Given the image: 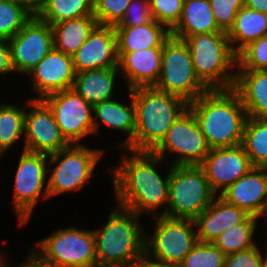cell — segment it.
<instances>
[{
    "label": "cell",
    "instance_id": "obj_1",
    "mask_svg": "<svg viewBox=\"0 0 267 267\" xmlns=\"http://www.w3.org/2000/svg\"><path fill=\"white\" fill-rule=\"evenodd\" d=\"M124 151L130 156L125 154L118 167L110 168L117 205L138 216L146 213L156 217L157 208L168 206L170 170L164 179L158 174L157 165L164 160L153 151Z\"/></svg>",
    "mask_w": 267,
    "mask_h": 267
},
{
    "label": "cell",
    "instance_id": "obj_2",
    "mask_svg": "<svg viewBox=\"0 0 267 267\" xmlns=\"http://www.w3.org/2000/svg\"><path fill=\"white\" fill-rule=\"evenodd\" d=\"M209 147L242 144L247 111L239 94L232 89H212L188 103Z\"/></svg>",
    "mask_w": 267,
    "mask_h": 267
},
{
    "label": "cell",
    "instance_id": "obj_3",
    "mask_svg": "<svg viewBox=\"0 0 267 267\" xmlns=\"http://www.w3.org/2000/svg\"><path fill=\"white\" fill-rule=\"evenodd\" d=\"M114 208L104 227L93 230L97 267H144L145 231L140 225L141 216L118 205Z\"/></svg>",
    "mask_w": 267,
    "mask_h": 267
},
{
    "label": "cell",
    "instance_id": "obj_4",
    "mask_svg": "<svg viewBox=\"0 0 267 267\" xmlns=\"http://www.w3.org/2000/svg\"><path fill=\"white\" fill-rule=\"evenodd\" d=\"M135 105V151H153L188 103L154 86L131 89Z\"/></svg>",
    "mask_w": 267,
    "mask_h": 267
},
{
    "label": "cell",
    "instance_id": "obj_5",
    "mask_svg": "<svg viewBox=\"0 0 267 267\" xmlns=\"http://www.w3.org/2000/svg\"><path fill=\"white\" fill-rule=\"evenodd\" d=\"M184 40L188 45L196 76L209 89H232L238 57L224 31L197 34Z\"/></svg>",
    "mask_w": 267,
    "mask_h": 267
},
{
    "label": "cell",
    "instance_id": "obj_6",
    "mask_svg": "<svg viewBox=\"0 0 267 267\" xmlns=\"http://www.w3.org/2000/svg\"><path fill=\"white\" fill-rule=\"evenodd\" d=\"M36 246L30 252L32 261L40 267H97L93 230L61 228L38 241Z\"/></svg>",
    "mask_w": 267,
    "mask_h": 267
},
{
    "label": "cell",
    "instance_id": "obj_7",
    "mask_svg": "<svg viewBox=\"0 0 267 267\" xmlns=\"http://www.w3.org/2000/svg\"><path fill=\"white\" fill-rule=\"evenodd\" d=\"M216 196L199 165H171L168 206L156 216L195 220Z\"/></svg>",
    "mask_w": 267,
    "mask_h": 267
},
{
    "label": "cell",
    "instance_id": "obj_8",
    "mask_svg": "<svg viewBox=\"0 0 267 267\" xmlns=\"http://www.w3.org/2000/svg\"><path fill=\"white\" fill-rule=\"evenodd\" d=\"M154 218L152 236L145 232L144 264L181 263L198 242L195 221L166 215Z\"/></svg>",
    "mask_w": 267,
    "mask_h": 267
},
{
    "label": "cell",
    "instance_id": "obj_9",
    "mask_svg": "<svg viewBox=\"0 0 267 267\" xmlns=\"http://www.w3.org/2000/svg\"><path fill=\"white\" fill-rule=\"evenodd\" d=\"M154 87L181 97L187 103L209 90L196 76L191 53L184 40L170 36L163 43L161 71Z\"/></svg>",
    "mask_w": 267,
    "mask_h": 267
},
{
    "label": "cell",
    "instance_id": "obj_10",
    "mask_svg": "<svg viewBox=\"0 0 267 267\" xmlns=\"http://www.w3.org/2000/svg\"><path fill=\"white\" fill-rule=\"evenodd\" d=\"M104 150L91 149L82 144H70L58 152L49 154L48 181L49 198L68 191H79L95 176V167ZM56 165V166H55Z\"/></svg>",
    "mask_w": 267,
    "mask_h": 267
},
{
    "label": "cell",
    "instance_id": "obj_11",
    "mask_svg": "<svg viewBox=\"0 0 267 267\" xmlns=\"http://www.w3.org/2000/svg\"><path fill=\"white\" fill-rule=\"evenodd\" d=\"M48 160V154L29 152L24 149L20 156L12 189L13 201H11L20 226L29 222L40 198L49 199L48 181H46L50 169L47 166Z\"/></svg>",
    "mask_w": 267,
    "mask_h": 267
},
{
    "label": "cell",
    "instance_id": "obj_12",
    "mask_svg": "<svg viewBox=\"0 0 267 267\" xmlns=\"http://www.w3.org/2000/svg\"><path fill=\"white\" fill-rule=\"evenodd\" d=\"M210 147L199 123L188 107L169 128L166 137L153 152L166 160L167 152L179 155L172 161V166L200 165Z\"/></svg>",
    "mask_w": 267,
    "mask_h": 267
},
{
    "label": "cell",
    "instance_id": "obj_13",
    "mask_svg": "<svg viewBox=\"0 0 267 267\" xmlns=\"http://www.w3.org/2000/svg\"><path fill=\"white\" fill-rule=\"evenodd\" d=\"M43 100L53 111L62 135L70 144H80L87 135H94L93 106L73 88L52 93Z\"/></svg>",
    "mask_w": 267,
    "mask_h": 267
},
{
    "label": "cell",
    "instance_id": "obj_14",
    "mask_svg": "<svg viewBox=\"0 0 267 267\" xmlns=\"http://www.w3.org/2000/svg\"><path fill=\"white\" fill-rule=\"evenodd\" d=\"M8 42L15 73L26 76L54 48L51 25L35 14Z\"/></svg>",
    "mask_w": 267,
    "mask_h": 267
},
{
    "label": "cell",
    "instance_id": "obj_15",
    "mask_svg": "<svg viewBox=\"0 0 267 267\" xmlns=\"http://www.w3.org/2000/svg\"><path fill=\"white\" fill-rule=\"evenodd\" d=\"M30 110L25 113L24 150L52 154L70 143L62 135L53 111L43 99H28Z\"/></svg>",
    "mask_w": 267,
    "mask_h": 267
},
{
    "label": "cell",
    "instance_id": "obj_16",
    "mask_svg": "<svg viewBox=\"0 0 267 267\" xmlns=\"http://www.w3.org/2000/svg\"><path fill=\"white\" fill-rule=\"evenodd\" d=\"M199 166L216 195L219 191L220 195L253 167L242 144L210 149Z\"/></svg>",
    "mask_w": 267,
    "mask_h": 267
},
{
    "label": "cell",
    "instance_id": "obj_17",
    "mask_svg": "<svg viewBox=\"0 0 267 267\" xmlns=\"http://www.w3.org/2000/svg\"><path fill=\"white\" fill-rule=\"evenodd\" d=\"M27 75L39 95L31 99H44L52 93L71 89L76 77L73 57L53 48Z\"/></svg>",
    "mask_w": 267,
    "mask_h": 267
},
{
    "label": "cell",
    "instance_id": "obj_18",
    "mask_svg": "<svg viewBox=\"0 0 267 267\" xmlns=\"http://www.w3.org/2000/svg\"><path fill=\"white\" fill-rule=\"evenodd\" d=\"M72 57L76 73L118 67L119 57L114 26L97 24Z\"/></svg>",
    "mask_w": 267,
    "mask_h": 267
},
{
    "label": "cell",
    "instance_id": "obj_19",
    "mask_svg": "<svg viewBox=\"0 0 267 267\" xmlns=\"http://www.w3.org/2000/svg\"><path fill=\"white\" fill-rule=\"evenodd\" d=\"M219 196L258 217L267 201V167L253 166Z\"/></svg>",
    "mask_w": 267,
    "mask_h": 267
},
{
    "label": "cell",
    "instance_id": "obj_20",
    "mask_svg": "<svg viewBox=\"0 0 267 267\" xmlns=\"http://www.w3.org/2000/svg\"><path fill=\"white\" fill-rule=\"evenodd\" d=\"M162 52L163 48L118 52V67L127 81V90L155 86L161 71Z\"/></svg>",
    "mask_w": 267,
    "mask_h": 267
},
{
    "label": "cell",
    "instance_id": "obj_21",
    "mask_svg": "<svg viewBox=\"0 0 267 267\" xmlns=\"http://www.w3.org/2000/svg\"><path fill=\"white\" fill-rule=\"evenodd\" d=\"M130 93V103L125 105L118 100L109 99L93 106V128L94 134H98L101 123L109 128L122 132L127 138L119 144L124 149L134 150V133H135V105ZM95 115V116H94ZM99 119V120H97Z\"/></svg>",
    "mask_w": 267,
    "mask_h": 267
},
{
    "label": "cell",
    "instance_id": "obj_22",
    "mask_svg": "<svg viewBox=\"0 0 267 267\" xmlns=\"http://www.w3.org/2000/svg\"><path fill=\"white\" fill-rule=\"evenodd\" d=\"M233 89L248 117L267 118V70L237 69Z\"/></svg>",
    "mask_w": 267,
    "mask_h": 267
},
{
    "label": "cell",
    "instance_id": "obj_23",
    "mask_svg": "<svg viewBox=\"0 0 267 267\" xmlns=\"http://www.w3.org/2000/svg\"><path fill=\"white\" fill-rule=\"evenodd\" d=\"M117 52H134L149 48H163L170 31L155 20L133 27H114Z\"/></svg>",
    "mask_w": 267,
    "mask_h": 267
},
{
    "label": "cell",
    "instance_id": "obj_24",
    "mask_svg": "<svg viewBox=\"0 0 267 267\" xmlns=\"http://www.w3.org/2000/svg\"><path fill=\"white\" fill-rule=\"evenodd\" d=\"M209 0H184L178 24L170 31L175 38L220 32Z\"/></svg>",
    "mask_w": 267,
    "mask_h": 267
},
{
    "label": "cell",
    "instance_id": "obj_25",
    "mask_svg": "<svg viewBox=\"0 0 267 267\" xmlns=\"http://www.w3.org/2000/svg\"><path fill=\"white\" fill-rule=\"evenodd\" d=\"M119 67L77 72L73 89L90 105L112 99Z\"/></svg>",
    "mask_w": 267,
    "mask_h": 267
},
{
    "label": "cell",
    "instance_id": "obj_26",
    "mask_svg": "<svg viewBox=\"0 0 267 267\" xmlns=\"http://www.w3.org/2000/svg\"><path fill=\"white\" fill-rule=\"evenodd\" d=\"M267 35V14L244 6L237 13L227 36L238 55L251 42Z\"/></svg>",
    "mask_w": 267,
    "mask_h": 267
},
{
    "label": "cell",
    "instance_id": "obj_27",
    "mask_svg": "<svg viewBox=\"0 0 267 267\" xmlns=\"http://www.w3.org/2000/svg\"><path fill=\"white\" fill-rule=\"evenodd\" d=\"M97 24L96 17L89 15L51 25L54 49L73 56Z\"/></svg>",
    "mask_w": 267,
    "mask_h": 267
},
{
    "label": "cell",
    "instance_id": "obj_28",
    "mask_svg": "<svg viewBox=\"0 0 267 267\" xmlns=\"http://www.w3.org/2000/svg\"><path fill=\"white\" fill-rule=\"evenodd\" d=\"M35 15L50 25L94 15L93 0H45Z\"/></svg>",
    "mask_w": 267,
    "mask_h": 267
},
{
    "label": "cell",
    "instance_id": "obj_29",
    "mask_svg": "<svg viewBox=\"0 0 267 267\" xmlns=\"http://www.w3.org/2000/svg\"><path fill=\"white\" fill-rule=\"evenodd\" d=\"M258 220L256 216L249 215L243 222L230 226L220 233L213 244L226 256L256 246L253 236Z\"/></svg>",
    "mask_w": 267,
    "mask_h": 267
},
{
    "label": "cell",
    "instance_id": "obj_30",
    "mask_svg": "<svg viewBox=\"0 0 267 267\" xmlns=\"http://www.w3.org/2000/svg\"><path fill=\"white\" fill-rule=\"evenodd\" d=\"M242 145L253 166L267 167V118H247Z\"/></svg>",
    "mask_w": 267,
    "mask_h": 267
},
{
    "label": "cell",
    "instance_id": "obj_31",
    "mask_svg": "<svg viewBox=\"0 0 267 267\" xmlns=\"http://www.w3.org/2000/svg\"><path fill=\"white\" fill-rule=\"evenodd\" d=\"M27 106L0 104V158L24 134L25 113ZM27 107V108H26Z\"/></svg>",
    "mask_w": 267,
    "mask_h": 267
},
{
    "label": "cell",
    "instance_id": "obj_32",
    "mask_svg": "<svg viewBox=\"0 0 267 267\" xmlns=\"http://www.w3.org/2000/svg\"><path fill=\"white\" fill-rule=\"evenodd\" d=\"M34 15L16 0H0V39L12 38Z\"/></svg>",
    "mask_w": 267,
    "mask_h": 267
},
{
    "label": "cell",
    "instance_id": "obj_33",
    "mask_svg": "<svg viewBox=\"0 0 267 267\" xmlns=\"http://www.w3.org/2000/svg\"><path fill=\"white\" fill-rule=\"evenodd\" d=\"M197 229V239L203 243H213L223 232L222 198L218 195L194 220Z\"/></svg>",
    "mask_w": 267,
    "mask_h": 267
},
{
    "label": "cell",
    "instance_id": "obj_34",
    "mask_svg": "<svg viewBox=\"0 0 267 267\" xmlns=\"http://www.w3.org/2000/svg\"><path fill=\"white\" fill-rule=\"evenodd\" d=\"M226 255L213 243L198 241L184 257L185 267H224Z\"/></svg>",
    "mask_w": 267,
    "mask_h": 267
},
{
    "label": "cell",
    "instance_id": "obj_35",
    "mask_svg": "<svg viewBox=\"0 0 267 267\" xmlns=\"http://www.w3.org/2000/svg\"><path fill=\"white\" fill-rule=\"evenodd\" d=\"M131 0H93V11L99 25L116 26L123 19Z\"/></svg>",
    "mask_w": 267,
    "mask_h": 267
},
{
    "label": "cell",
    "instance_id": "obj_36",
    "mask_svg": "<svg viewBox=\"0 0 267 267\" xmlns=\"http://www.w3.org/2000/svg\"><path fill=\"white\" fill-rule=\"evenodd\" d=\"M237 57L239 69L267 70V35L251 42Z\"/></svg>",
    "mask_w": 267,
    "mask_h": 267
},
{
    "label": "cell",
    "instance_id": "obj_37",
    "mask_svg": "<svg viewBox=\"0 0 267 267\" xmlns=\"http://www.w3.org/2000/svg\"><path fill=\"white\" fill-rule=\"evenodd\" d=\"M184 0H149L153 19L171 31L182 15Z\"/></svg>",
    "mask_w": 267,
    "mask_h": 267
},
{
    "label": "cell",
    "instance_id": "obj_38",
    "mask_svg": "<svg viewBox=\"0 0 267 267\" xmlns=\"http://www.w3.org/2000/svg\"><path fill=\"white\" fill-rule=\"evenodd\" d=\"M219 29L228 32L234 23V19L241 8L245 6V0H209Z\"/></svg>",
    "mask_w": 267,
    "mask_h": 267
},
{
    "label": "cell",
    "instance_id": "obj_39",
    "mask_svg": "<svg viewBox=\"0 0 267 267\" xmlns=\"http://www.w3.org/2000/svg\"><path fill=\"white\" fill-rule=\"evenodd\" d=\"M153 20L149 0H131L123 19L115 27H133Z\"/></svg>",
    "mask_w": 267,
    "mask_h": 267
},
{
    "label": "cell",
    "instance_id": "obj_40",
    "mask_svg": "<svg viewBox=\"0 0 267 267\" xmlns=\"http://www.w3.org/2000/svg\"><path fill=\"white\" fill-rule=\"evenodd\" d=\"M263 255L258 245L225 257L224 267H262Z\"/></svg>",
    "mask_w": 267,
    "mask_h": 267
},
{
    "label": "cell",
    "instance_id": "obj_41",
    "mask_svg": "<svg viewBox=\"0 0 267 267\" xmlns=\"http://www.w3.org/2000/svg\"><path fill=\"white\" fill-rule=\"evenodd\" d=\"M249 214L238 208L236 205L226 202L222 198V221H223V231H225L230 226L243 222Z\"/></svg>",
    "mask_w": 267,
    "mask_h": 267
},
{
    "label": "cell",
    "instance_id": "obj_42",
    "mask_svg": "<svg viewBox=\"0 0 267 267\" xmlns=\"http://www.w3.org/2000/svg\"><path fill=\"white\" fill-rule=\"evenodd\" d=\"M15 73L11 61V49L8 40L0 39V75Z\"/></svg>",
    "mask_w": 267,
    "mask_h": 267
},
{
    "label": "cell",
    "instance_id": "obj_43",
    "mask_svg": "<svg viewBox=\"0 0 267 267\" xmlns=\"http://www.w3.org/2000/svg\"><path fill=\"white\" fill-rule=\"evenodd\" d=\"M245 6L249 9L267 14V0H245Z\"/></svg>",
    "mask_w": 267,
    "mask_h": 267
},
{
    "label": "cell",
    "instance_id": "obj_44",
    "mask_svg": "<svg viewBox=\"0 0 267 267\" xmlns=\"http://www.w3.org/2000/svg\"><path fill=\"white\" fill-rule=\"evenodd\" d=\"M19 3L25 5L31 12L36 14L38 10L42 7L45 0H16Z\"/></svg>",
    "mask_w": 267,
    "mask_h": 267
},
{
    "label": "cell",
    "instance_id": "obj_45",
    "mask_svg": "<svg viewBox=\"0 0 267 267\" xmlns=\"http://www.w3.org/2000/svg\"><path fill=\"white\" fill-rule=\"evenodd\" d=\"M5 257V258H4ZM27 259L23 262V263H21V264H19V265H17L16 267H28V265L30 264V262L32 261V255H31V252L29 253V255L26 257ZM6 256H4V255H2L1 257H0V267H10V265H6ZM12 267V266H11Z\"/></svg>",
    "mask_w": 267,
    "mask_h": 267
},
{
    "label": "cell",
    "instance_id": "obj_46",
    "mask_svg": "<svg viewBox=\"0 0 267 267\" xmlns=\"http://www.w3.org/2000/svg\"><path fill=\"white\" fill-rule=\"evenodd\" d=\"M144 267H185L181 263H165V264H144Z\"/></svg>",
    "mask_w": 267,
    "mask_h": 267
},
{
    "label": "cell",
    "instance_id": "obj_47",
    "mask_svg": "<svg viewBox=\"0 0 267 267\" xmlns=\"http://www.w3.org/2000/svg\"><path fill=\"white\" fill-rule=\"evenodd\" d=\"M262 215H263V216L266 215V217H267V208H263L262 211H261V213L259 214V216H258L257 218L259 219ZM266 221H267V220H266Z\"/></svg>",
    "mask_w": 267,
    "mask_h": 267
},
{
    "label": "cell",
    "instance_id": "obj_48",
    "mask_svg": "<svg viewBox=\"0 0 267 267\" xmlns=\"http://www.w3.org/2000/svg\"><path fill=\"white\" fill-rule=\"evenodd\" d=\"M262 267H267V254H266V256H264V258H263Z\"/></svg>",
    "mask_w": 267,
    "mask_h": 267
},
{
    "label": "cell",
    "instance_id": "obj_49",
    "mask_svg": "<svg viewBox=\"0 0 267 267\" xmlns=\"http://www.w3.org/2000/svg\"><path fill=\"white\" fill-rule=\"evenodd\" d=\"M28 267H40V266L37 265L34 261H31Z\"/></svg>",
    "mask_w": 267,
    "mask_h": 267
},
{
    "label": "cell",
    "instance_id": "obj_50",
    "mask_svg": "<svg viewBox=\"0 0 267 267\" xmlns=\"http://www.w3.org/2000/svg\"><path fill=\"white\" fill-rule=\"evenodd\" d=\"M263 208H267V201H266V203L264 204Z\"/></svg>",
    "mask_w": 267,
    "mask_h": 267
}]
</instances>
